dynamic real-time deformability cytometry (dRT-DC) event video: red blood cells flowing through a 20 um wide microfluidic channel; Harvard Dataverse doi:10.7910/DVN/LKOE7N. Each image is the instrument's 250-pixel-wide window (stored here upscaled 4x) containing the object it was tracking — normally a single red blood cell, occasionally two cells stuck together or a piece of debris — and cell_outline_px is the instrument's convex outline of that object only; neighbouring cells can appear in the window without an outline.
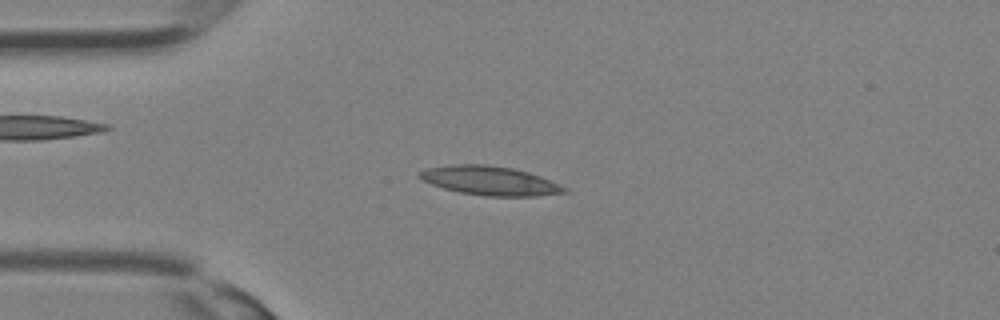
{"species": "Egyptian fruit bat (a non-hibernating species)", "species_latin": "Rousettus aegyptiacus", "temperature_condition": "room temperature", "stored_images_in_passage": 13, "camera_frame_rate_fps": 3000, "um_per_image_px": 0.085, "animal": {"sex": "female"}, "frame": {"image": 1, "passage_image": 7, "time_ms": 2.0, "image_size_px": [1000, 320], "cell_outline_px": [[568, 192], [536, 196], [484, 196], [460, 192], [444, 188], [432, 184], [416, 176], [416, 172], [424, 168], [452, 164], [484, 164], [512, 168], [528, 172], [540, 176], [568, 188]], "centroid_in_image_um": [41.6, 15.35], "position_along_channel_um": 43.4, "area_um2": 24.57}}
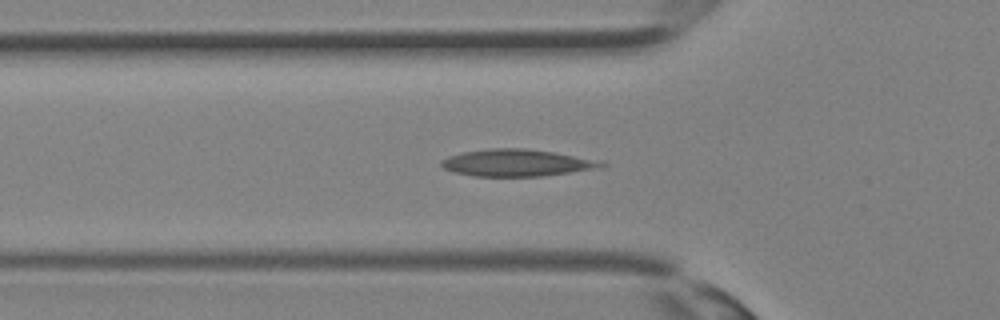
{"frame": {"image": 2, "passage_image": 10, "time_ms": 3.0, "image_size_px": [1000, 320], "cell_outline_px": [[608, 164], [604, 168], [540, 176], [476, 176], [456, 172], [444, 168], [440, 164], [440, 160], [448, 156], [460, 152], [488, 148], [524, 148], [552, 152], [604, 160]], "centroid_in_image_um": [44.0, 13.83], "position_along_channel_um": 81.8, "area_um2": 25.43}}